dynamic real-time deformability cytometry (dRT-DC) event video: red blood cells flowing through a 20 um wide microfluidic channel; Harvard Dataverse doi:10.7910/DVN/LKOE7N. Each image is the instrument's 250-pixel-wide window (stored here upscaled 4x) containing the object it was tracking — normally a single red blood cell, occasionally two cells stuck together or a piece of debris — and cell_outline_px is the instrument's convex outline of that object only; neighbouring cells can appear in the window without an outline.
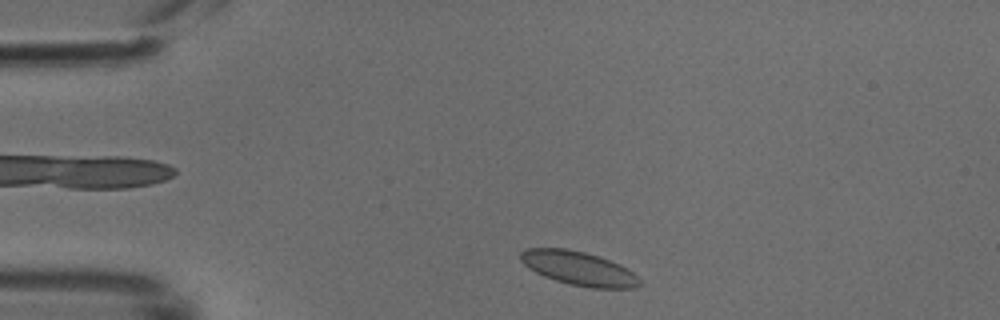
{"species": "common noctule bat (a hibernating species)", "species_latin": "Nyctalus noctula", "temperature_condition": "cold", "stored_images_in_passage": 40, "camera_frame_rate_fps": 3000, "um_per_image_px": 0.085, "animal": {"sex": "male", "body_mass_g": 18.8}, "frame": {"image": 1, "passage_image": 1, "time_ms": 0.0, "image_size_px": [1000, 320], "cell_outline_px": [[640, 284], [636, 288], [592, 288], [568, 284], [544, 276], [528, 268], [520, 260], [520, 252], [524, 248], [568, 248], [584, 252], [620, 264], [632, 272], [640, 280]], "centroid_in_image_um": [49.16, 22.81], "position_along_channel_um": 35.8, "area_um2": 23.41}}
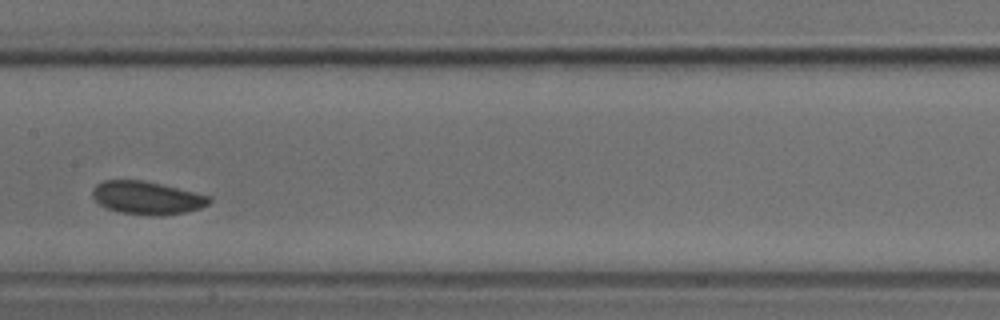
{"frame": {"image": 2, "passage_image": 16, "time_ms": 5.0, "image_size_px": [1000, 320], "cell_outline_px": [[212, 200], [208, 204], [200, 208], [184, 212], [120, 212], [108, 208], [100, 204], [92, 196], [92, 188], [96, 184], [104, 180], [144, 180], [212, 196]], "centroid_in_image_um": [12.47, 16.74], "position_along_channel_um": 194.9, "area_um2": 21.44}}
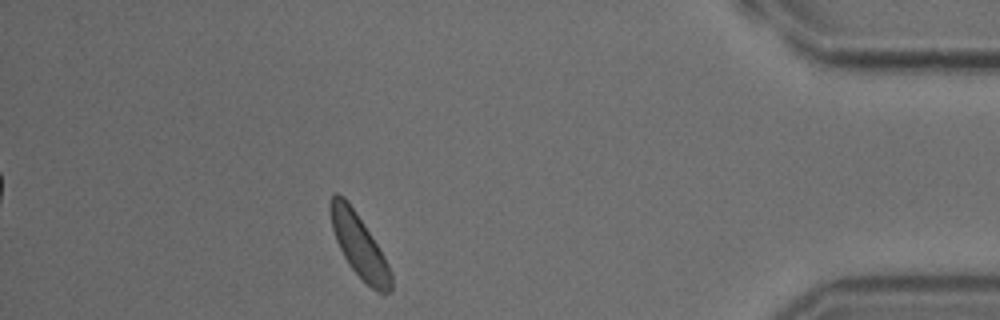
{"frame": {"image": 3, "passage_image": 35, "time_ms": 11.333, "image_size_px": [1000, 320], "cell_outline_px": [[392, 292], [376, 292], [348, 264], [336, 240], [332, 228], [328, 208], [328, 204], [332, 196], [336, 192], [344, 196], [364, 224], [384, 256], [392, 272]], "centroid_in_image_um": [30.51, 20.85], "position_along_channel_um": 404.7, "area_um2": 22.02}}